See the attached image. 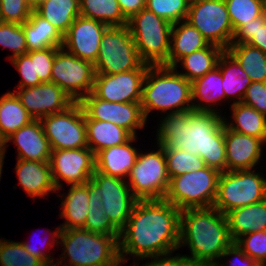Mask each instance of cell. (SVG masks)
Instances as JSON below:
<instances>
[{"mask_svg":"<svg viewBox=\"0 0 266 266\" xmlns=\"http://www.w3.org/2000/svg\"><path fill=\"white\" fill-rule=\"evenodd\" d=\"M180 213L165 199L137 200L126 226L120 231L119 257H163L179 248ZM122 239V240H121Z\"/></svg>","mask_w":266,"mask_h":266,"instance_id":"cell-1","label":"cell"},{"mask_svg":"<svg viewBox=\"0 0 266 266\" xmlns=\"http://www.w3.org/2000/svg\"><path fill=\"white\" fill-rule=\"evenodd\" d=\"M225 120L211 111L168 113L160 124L157 144L200 156L205 165L226 171Z\"/></svg>","mask_w":266,"mask_h":266,"instance_id":"cell-2","label":"cell"},{"mask_svg":"<svg viewBox=\"0 0 266 266\" xmlns=\"http://www.w3.org/2000/svg\"><path fill=\"white\" fill-rule=\"evenodd\" d=\"M233 243L226 215L214 207L187 208L180 213L179 248L188 245L195 266H228L217 259Z\"/></svg>","mask_w":266,"mask_h":266,"instance_id":"cell-3","label":"cell"},{"mask_svg":"<svg viewBox=\"0 0 266 266\" xmlns=\"http://www.w3.org/2000/svg\"><path fill=\"white\" fill-rule=\"evenodd\" d=\"M191 82L174 67L149 65L143 83L141 108L145 120L152 110L171 113L193 110Z\"/></svg>","mask_w":266,"mask_h":266,"instance_id":"cell-4","label":"cell"},{"mask_svg":"<svg viewBox=\"0 0 266 266\" xmlns=\"http://www.w3.org/2000/svg\"><path fill=\"white\" fill-rule=\"evenodd\" d=\"M53 233V240L56 242L55 239H61L65 248L61 258L70 257L69 266H115L120 262L119 239L116 236L93 233L82 228L57 227Z\"/></svg>","mask_w":266,"mask_h":266,"instance_id":"cell-5","label":"cell"},{"mask_svg":"<svg viewBox=\"0 0 266 266\" xmlns=\"http://www.w3.org/2000/svg\"><path fill=\"white\" fill-rule=\"evenodd\" d=\"M172 25L146 8L128 20L127 26L144 63L168 66Z\"/></svg>","mask_w":266,"mask_h":266,"instance_id":"cell-6","label":"cell"},{"mask_svg":"<svg viewBox=\"0 0 266 266\" xmlns=\"http://www.w3.org/2000/svg\"><path fill=\"white\" fill-rule=\"evenodd\" d=\"M148 66L140 59L127 25L109 26L104 31L94 63L96 74H117Z\"/></svg>","mask_w":266,"mask_h":266,"instance_id":"cell-7","label":"cell"},{"mask_svg":"<svg viewBox=\"0 0 266 266\" xmlns=\"http://www.w3.org/2000/svg\"><path fill=\"white\" fill-rule=\"evenodd\" d=\"M221 172L205 166L170 179L165 200L179 210L187 208H210L217 194Z\"/></svg>","mask_w":266,"mask_h":266,"instance_id":"cell-8","label":"cell"},{"mask_svg":"<svg viewBox=\"0 0 266 266\" xmlns=\"http://www.w3.org/2000/svg\"><path fill=\"white\" fill-rule=\"evenodd\" d=\"M253 170L221 172L212 207L223 214L266 199V179Z\"/></svg>","mask_w":266,"mask_h":266,"instance_id":"cell-9","label":"cell"},{"mask_svg":"<svg viewBox=\"0 0 266 266\" xmlns=\"http://www.w3.org/2000/svg\"><path fill=\"white\" fill-rule=\"evenodd\" d=\"M158 148L156 152L138 153L128 175V185L137 200H161L167 194L170 177L164 147L158 144Z\"/></svg>","mask_w":266,"mask_h":266,"instance_id":"cell-10","label":"cell"},{"mask_svg":"<svg viewBox=\"0 0 266 266\" xmlns=\"http://www.w3.org/2000/svg\"><path fill=\"white\" fill-rule=\"evenodd\" d=\"M186 21L210 43L226 50L234 31L224 0H200L189 5Z\"/></svg>","mask_w":266,"mask_h":266,"instance_id":"cell-11","label":"cell"},{"mask_svg":"<svg viewBox=\"0 0 266 266\" xmlns=\"http://www.w3.org/2000/svg\"><path fill=\"white\" fill-rule=\"evenodd\" d=\"M95 74L92 62L80 59L63 48L55 53L51 82L61 87L74 102H80L92 92Z\"/></svg>","mask_w":266,"mask_h":266,"instance_id":"cell-12","label":"cell"},{"mask_svg":"<svg viewBox=\"0 0 266 266\" xmlns=\"http://www.w3.org/2000/svg\"><path fill=\"white\" fill-rule=\"evenodd\" d=\"M52 150L88 147L85 113L79 102L40 119Z\"/></svg>","mask_w":266,"mask_h":266,"instance_id":"cell-13","label":"cell"},{"mask_svg":"<svg viewBox=\"0 0 266 266\" xmlns=\"http://www.w3.org/2000/svg\"><path fill=\"white\" fill-rule=\"evenodd\" d=\"M85 113V120L112 122L136 136V129L146 124L141 102H108L97 98L92 92L79 102Z\"/></svg>","mask_w":266,"mask_h":266,"instance_id":"cell-14","label":"cell"},{"mask_svg":"<svg viewBox=\"0 0 266 266\" xmlns=\"http://www.w3.org/2000/svg\"><path fill=\"white\" fill-rule=\"evenodd\" d=\"M91 179L98 185L102 209L111 223L121 231L129 219L137 202L124 179L108 176L95 170Z\"/></svg>","mask_w":266,"mask_h":266,"instance_id":"cell-15","label":"cell"},{"mask_svg":"<svg viewBox=\"0 0 266 266\" xmlns=\"http://www.w3.org/2000/svg\"><path fill=\"white\" fill-rule=\"evenodd\" d=\"M49 162L57 190L61 179L69 185L85 184L95 172V154L89 147L52 150Z\"/></svg>","mask_w":266,"mask_h":266,"instance_id":"cell-16","label":"cell"},{"mask_svg":"<svg viewBox=\"0 0 266 266\" xmlns=\"http://www.w3.org/2000/svg\"><path fill=\"white\" fill-rule=\"evenodd\" d=\"M147 69L117 74H95L92 93L108 102H141Z\"/></svg>","mask_w":266,"mask_h":266,"instance_id":"cell-17","label":"cell"},{"mask_svg":"<svg viewBox=\"0 0 266 266\" xmlns=\"http://www.w3.org/2000/svg\"><path fill=\"white\" fill-rule=\"evenodd\" d=\"M16 96L33 119H41L68 109L75 102L53 82L34 87L18 88Z\"/></svg>","mask_w":266,"mask_h":266,"instance_id":"cell-18","label":"cell"},{"mask_svg":"<svg viewBox=\"0 0 266 266\" xmlns=\"http://www.w3.org/2000/svg\"><path fill=\"white\" fill-rule=\"evenodd\" d=\"M109 26L79 15L63 35L62 48L76 57L95 63L104 31Z\"/></svg>","mask_w":266,"mask_h":266,"instance_id":"cell-19","label":"cell"},{"mask_svg":"<svg viewBox=\"0 0 266 266\" xmlns=\"http://www.w3.org/2000/svg\"><path fill=\"white\" fill-rule=\"evenodd\" d=\"M261 139L240 134L225 125L226 171L252 170L261 160Z\"/></svg>","mask_w":266,"mask_h":266,"instance_id":"cell-20","label":"cell"},{"mask_svg":"<svg viewBox=\"0 0 266 266\" xmlns=\"http://www.w3.org/2000/svg\"><path fill=\"white\" fill-rule=\"evenodd\" d=\"M11 140L18 146L17 159L37 162L50 161L52 148L39 119H34L11 134L6 139V143Z\"/></svg>","mask_w":266,"mask_h":266,"instance_id":"cell-21","label":"cell"},{"mask_svg":"<svg viewBox=\"0 0 266 266\" xmlns=\"http://www.w3.org/2000/svg\"><path fill=\"white\" fill-rule=\"evenodd\" d=\"M135 138L136 136H133L126 143L98 152L95 155V170L121 179L128 177L138 156L137 150L130 145Z\"/></svg>","mask_w":266,"mask_h":266,"instance_id":"cell-22","label":"cell"},{"mask_svg":"<svg viewBox=\"0 0 266 266\" xmlns=\"http://www.w3.org/2000/svg\"><path fill=\"white\" fill-rule=\"evenodd\" d=\"M16 173L22 188L34 199L57 190L52 178L50 162L17 159Z\"/></svg>","mask_w":266,"mask_h":266,"instance_id":"cell-23","label":"cell"},{"mask_svg":"<svg viewBox=\"0 0 266 266\" xmlns=\"http://www.w3.org/2000/svg\"><path fill=\"white\" fill-rule=\"evenodd\" d=\"M233 242L248 233L266 230V199L233 209L226 214Z\"/></svg>","mask_w":266,"mask_h":266,"instance_id":"cell-24","label":"cell"},{"mask_svg":"<svg viewBox=\"0 0 266 266\" xmlns=\"http://www.w3.org/2000/svg\"><path fill=\"white\" fill-rule=\"evenodd\" d=\"M174 23L171 29L168 66L176 69L178 61L196 50L206 48L210 43L201 32L186 20ZM178 26V27H177Z\"/></svg>","mask_w":266,"mask_h":266,"instance_id":"cell-25","label":"cell"},{"mask_svg":"<svg viewBox=\"0 0 266 266\" xmlns=\"http://www.w3.org/2000/svg\"><path fill=\"white\" fill-rule=\"evenodd\" d=\"M28 52L47 49L49 47L62 48L63 35L50 22L39 16L34 10L29 19L22 24Z\"/></svg>","mask_w":266,"mask_h":266,"instance_id":"cell-26","label":"cell"},{"mask_svg":"<svg viewBox=\"0 0 266 266\" xmlns=\"http://www.w3.org/2000/svg\"><path fill=\"white\" fill-rule=\"evenodd\" d=\"M87 144L96 155L103 149L128 142L133 136L112 122L85 120Z\"/></svg>","mask_w":266,"mask_h":266,"instance_id":"cell-27","label":"cell"},{"mask_svg":"<svg viewBox=\"0 0 266 266\" xmlns=\"http://www.w3.org/2000/svg\"><path fill=\"white\" fill-rule=\"evenodd\" d=\"M33 10L64 35L80 15L79 0H41Z\"/></svg>","mask_w":266,"mask_h":266,"instance_id":"cell-28","label":"cell"},{"mask_svg":"<svg viewBox=\"0 0 266 266\" xmlns=\"http://www.w3.org/2000/svg\"><path fill=\"white\" fill-rule=\"evenodd\" d=\"M89 190L85 184L71 185L69 193L61 202V217L66 222L59 226L61 229L83 228L87 220L89 209Z\"/></svg>","mask_w":266,"mask_h":266,"instance_id":"cell-29","label":"cell"},{"mask_svg":"<svg viewBox=\"0 0 266 266\" xmlns=\"http://www.w3.org/2000/svg\"><path fill=\"white\" fill-rule=\"evenodd\" d=\"M217 66L223 78L222 87L226 97L230 98V95H235L238 101L234 103H241L247 88L252 83L251 79L227 50H224L221 54Z\"/></svg>","mask_w":266,"mask_h":266,"instance_id":"cell-30","label":"cell"},{"mask_svg":"<svg viewBox=\"0 0 266 266\" xmlns=\"http://www.w3.org/2000/svg\"><path fill=\"white\" fill-rule=\"evenodd\" d=\"M222 81L223 78L218 66L206 73L203 77L192 81V101L199 99L200 102H205L208 104V106H205L203 104L201 105V103L197 105L196 103L192 102L191 104L193 105V110L211 111L212 108L209 106L211 102L213 105H215L218 100L220 101V99L226 98L224 89L222 87Z\"/></svg>","mask_w":266,"mask_h":266,"instance_id":"cell-31","label":"cell"},{"mask_svg":"<svg viewBox=\"0 0 266 266\" xmlns=\"http://www.w3.org/2000/svg\"><path fill=\"white\" fill-rule=\"evenodd\" d=\"M234 123H225V125L235 132L249 135L261 139L266 143V116L255 110L253 107L241 103H233Z\"/></svg>","mask_w":266,"mask_h":266,"instance_id":"cell-32","label":"cell"},{"mask_svg":"<svg viewBox=\"0 0 266 266\" xmlns=\"http://www.w3.org/2000/svg\"><path fill=\"white\" fill-rule=\"evenodd\" d=\"M33 120L16 94L8 92L0 97V132L6 139Z\"/></svg>","mask_w":266,"mask_h":266,"instance_id":"cell-33","label":"cell"},{"mask_svg":"<svg viewBox=\"0 0 266 266\" xmlns=\"http://www.w3.org/2000/svg\"><path fill=\"white\" fill-rule=\"evenodd\" d=\"M224 52L220 46L209 44L206 48L196 50L189 55L182 57L178 62H182L185 73H179L188 81L192 82L217 67L219 58Z\"/></svg>","mask_w":266,"mask_h":266,"instance_id":"cell-34","label":"cell"},{"mask_svg":"<svg viewBox=\"0 0 266 266\" xmlns=\"http://www.w3.org/2000/svg\"><path fill=\"white\" fill-rule=\"evenodd\" d=\"M226 50L252 82H266V54L263 51L243 43H231Z\"/></svg>","mask_w":266,"mask_h":266,"instance_id":"cell-35","label":"cell"},{"mask_svg":"<svg viewBox=\"0 0 266 266\" xmlns=\"http://www.w3.org/2000/svg\"><path fill=\"white\" fill-rule=\"evenodd\" d=\"M85 185L89 190V209L87 220L82 229L107 236H116L119 239L120 231L105 216L102 209V195L98 193V185L92 179L88 180Z\"/></svg>","mask_w":266,"mask_h":266,"instance_id":"cell-36","label":"cell"},{"mask_svg":"<svg viewBox=\"0 0 266 266\" xmlns=\"http://www.w3.org/2000/svg\"><path fill=\"white\" fill-rule=\"evenodd\" d=\"M80 15L95 19L108 26H125L124 17L117 0H79Z\"/></svg>","mask_w":266,"mask_h":266,"instance_id":"cell-37","label":"cell"},{"mask_svg":"<svg viewBox=\"0 0 266 266\" xmlns=\"http://www.w3.org/2000/svg\"><path fill=\"white\" fill-rule=\"evenodd\" d=\"M168 175L171 178L204 168V160L184 150L164 149Z\"/></svg>","mask_w":266,"mask_h":266,"instance_id":"cell-38","label":"cell"},{"mask_svg":"<svg viewBox=\"0 0 266 266\" xmlns=\"http://www.w3.org/2000/svg\"><path fill=\"white\" fill-rule=\"evenodd\" d=\"M1 266H46L39 258L31 255L21 242L0 240Z\"/></svg>","mask_w":266,"mask_h":266,"instance_id":"cell-39","label":"cell"},{"mask_svg":"<svg viewBox=\"0 0 266 266\" xmlns=\"http://www.w3.org/2000/svg\"><path fill=\"white\" fill-rule=\"evenodd\" d=\"M235 32L241 25L262 16L261 0H224Z\"/></svg>","mask_w":266,"mask_h":266,"instance_id":"cell-40","label":"cell"},{"mask_svg":"<svg viewBox=\"0 0 266 266\" xmlns=\"http://www.w3.org/2000/svg\"><path fill=\"white\" fill-rule=\"evenodd\" d=\"M232 43L248 44L266 54V18L262 15L241 25L234 32Z\"/></svg>","mask_w":266,"mask_h":266,"instance_id":"cell-41","label":"cell"},{"mask_svg":"<svg viewBox=\"0 0 266 266\" xmlns=\"http://www.w3.org/2000/svg\"><path fill=\"white\" fill-rule=\"evenodd\" d=\"M145 8L174 24L186 20L189 4L186 0H146Z\"/></svg>","mask_w":266,"mask_h":266,"instance_id":"cell-42","label":"cell"},{"mask_svg":"<svg viewBox=\"0 0 266 266\" xmlns=\"http://www.w3.org/2000/svg\"><path fill=\"white\" fill-rule=\"evenodd\" d=\"M0 45L14 52L9 60L26 54L28 49L22 24L0 22Z\"/></svg>","mask_w":266,"mask_h":266,"instance_id":"cell-43","label":"cell"},{"mask_svg":"<svg viewBox=\"0 0 266 266\" xmlns=\"http://www.w3.org/2000/svg\"><path fill=\"white\" fill-rule=\"evenodd\" d=\"M243 237L236 241L238 246L258 264L266 265V230L248 233Z\"/></svg>","mask_w":266,"mask_h":266,"instance_id":"cell-44","label":"cell"},{"mask_svg":"<svg viewBox=\"0 0 266 266\" xmlns=\"http://www.w3.org/2000/svg\"><path fill=\"white\" fill-rule=\"evenodd\" d=\"M59 49V47H49L43 50L27 52L31 60H33L34 80H40L42 83L51 82L55 53Z\"/></svg>","mask_w":266,"mask_h":266,"instance_id":"cell-45","label":"cell"},{"mask_svg":"<svg viewBox=\"0 0 266 266\" xmlns=\"http://www.w3.org/2000/svg\"><path fill=\"white\" fill-rule=\"evenodd\" d=\"M33 7L27 0H0V16L2 22L23 24L26 22Z\"/></svg>","mask_w":266,"mask_h":266,"instance_id":"cell-46","label":"cell"},{"mask_svg":"<svg viewBox=\"0 0 266 266\" xmlns=\"http://www.w3.org/2000/svg\"><path fill=\"white\" fill-rule=\"evenodd\" d=\"M242 103L266 116V82H252L247 88Z\"/></svg>","mask_w":266,"mask_h":266,"instance_id":"cell-47","label":"cell"},{"mask_svg":"<svg viewBox=\"0 0 266 266\" xmlns=\"http://www.w3.org/2000/svg\"><path fill=\"white\" fill-rule=\"evenodd\" d=\"M10 61L22 77L18 88L34 87L42 83L40 80H34L33 60H31L27 53L17 56Z\"/></svg>","mask_w":266,"mask_h":266,"instance_id":"cell-48","label":"cell"},{"mask_svg":"<svg viewBox=\"0 0 266 266\" xmlns=\"http://www.w3.org/2000/svg\"><path fill=\"white\" fill-rule=\"evenodd\" d=\"M163 256H164V258H161L160 256L153 257L151 259H154V260H152L151 263H147V264H144L142 266H195L187 258L186 255L185 256L184 255L183 256L177 255V256L171 257V256H169V254H164Z\"/></svg>","mask_w":266,"mask_h":266,"instance_id":"cell-49","label":"cell"},{"mask_svg":"<svg viewBox=\"0 0 266 266\" xmlns=\"http://www.w3.org/2000/svg\"><path fill=\"white\" fill-rule=\"evenodd\" d=\"M230 255H234L235 260H232V262H230L229 266H237V262L239 261L238 257H240V261L242 262L243 266H258L259 264L253 260L250 256H247L243 250L238 246V244L236 242H233L225 251V253L221 256V258L223 257H227ZM238 259V261H237ZM240 262V265H241ZM241 265V266H242Z\"/></svg>","mask_w":266,"mask_h":266,"instance_id":"cell-50","label":"cell"},{"mask_svg":"<svg viewBox=\"0 0 266 266\" xmlns=\"http://www.w3.org/2000/svg\"><path fill=\"white\" fill-rule=\"evenodd\" d=\"M124 17L129 20L140 10L145 9L146 0H117Z\"/></svg>","mask_w":266,"mask_h":266,"instance_id":"cell-51","label":"cell"},{"mask_svg":"<svg viewBox=\"0 0 266 266\" xmlns=\"http://www.w3.org/2000/svg\"><path fill=\"white\" fill-rule=\"evenodd\" d=\"M46 242V241H45ZM29 242H22V245L24 246V248L33 256L39 258L46 266H57L56 264L59 265V263H61V261L59 260L58 262L54 263L55 259L50 258V254L47 255V253L42 252V250H38L36 249L34 246L28 244ZM53 261V262H52Z\"/></svg>","mask_w":266,"mask_h":266,"instance_id":"cell-52","label":"cell"},{"mask_svg":"<svg viewBox=\"0 0 266 266\" xmlns=\"http://www.w3.org/2000/svg\"><path fill=\"white\" fill-rule=\"evenodd\" d=\"M6 138L1 134L0 132V157H4L5 156V151H6Z\"/></svg>","mask_w":266,"mask_h":266,"instance_id":"cell-53","label":"cell"},{"mask_svg":"<svg viewBox=\"0 0 266 266\" xmlns=\"http://www.w3.org/2000/svg\"><path fill=\"white\" fill-rule=\"evenodd\" d=\"M27 1L33 8H35L41 2V0H27Z\"/></svg>","mask_w":266,"mask_h":266,"instance_id":"cell-54","label":"cell"},{"mask_svg":"<svg viewBox=\"0 0 266 266\" xmlns=\"http://www.w3.org/2000/svg\"><path fill=\"white\" fill-rule=\"evenodd\" d=\"M262 1V15L266 18V0Z\"/></svg>","mask_w":266,"mask_h":266,"instance_id":"cell-55","label":"cell"},{"mask_svg":"<svg viewBox=\"0 0 266 266\" xmlns=\"http://www.w3.org/2000/svg\"><path fill=\"white\" fill-rule=\"evenodd\" d=\"M3 160H4V157H0V177L2 174Z\"/></svg>","mask_w":266,"mask_h":266,"instance_id":"cell-56","label":"cell"},{"mask_svg":"<svg viewBox=\"0 0 266 266\" xmlns=\"http://www.w3.org/2000/svg\"><path fill=\"white\" fill-rule=\"evenodd\" d=\"M186 1H187L188 4L190 5V4L195 3V2H198V1H200V0H186Z\"/></svg>","mask_w":266,"mask_h":266,"instance_id":"cell-57","label":"cell"},{"mask_svg":"<svg viewBox=\"0 0 266 266\" xmlns=\"http://www.w3.org/2000/svg\"><path fill=\"white\" fill-rule=\"evenodd\" d=\"M123 264V262L122 261H120L117 265H115V266H121L120 264Z\"/></svg>","mask_w":266,"mask_h":266,"instance_id":"cell-58","label":"cell"}]
</instances>
